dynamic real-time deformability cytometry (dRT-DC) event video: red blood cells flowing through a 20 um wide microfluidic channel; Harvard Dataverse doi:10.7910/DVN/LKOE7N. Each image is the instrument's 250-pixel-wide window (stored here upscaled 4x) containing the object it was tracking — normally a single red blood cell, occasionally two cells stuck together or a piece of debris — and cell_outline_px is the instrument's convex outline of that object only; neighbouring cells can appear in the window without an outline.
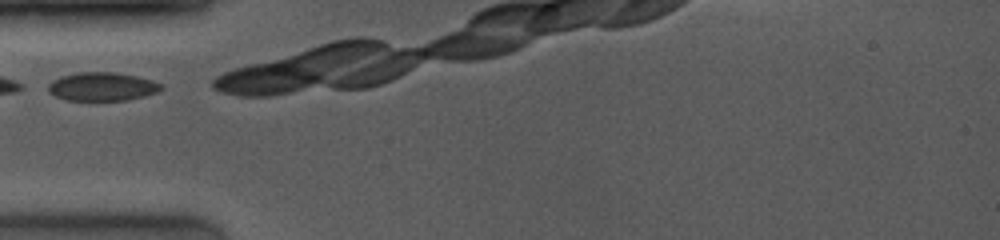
{"species": "common noctule bat (a hibernating species)", "species_latin": "Nyctalus noctula", "temperature_condition": "room temperature", "stored_images_in_passage": 14, "camera_frame_rate_fps": 4000, "um_per_image_px": 0.085, "animal": {"sex": "female", "body_mass_g": 19.0, "forearm_length_mm": 53.3}, "frame": {"image": 1, "passage_image": 1, "time_ms": 0.0, "image_size_px": [1000, 240], "cell_outline_px": [[164, 88], [156, 92], [144, 96], [128, 100], [64, 100], [48, 92], [48, 84], [52, 80], [76, 72], [116, 72], [136, 76], [152, 80], [160, 84]], "centroid_in_image_um": [8.67, 7.36], "position_along_channel_um": 76.3, "area_um2": 18.73}}